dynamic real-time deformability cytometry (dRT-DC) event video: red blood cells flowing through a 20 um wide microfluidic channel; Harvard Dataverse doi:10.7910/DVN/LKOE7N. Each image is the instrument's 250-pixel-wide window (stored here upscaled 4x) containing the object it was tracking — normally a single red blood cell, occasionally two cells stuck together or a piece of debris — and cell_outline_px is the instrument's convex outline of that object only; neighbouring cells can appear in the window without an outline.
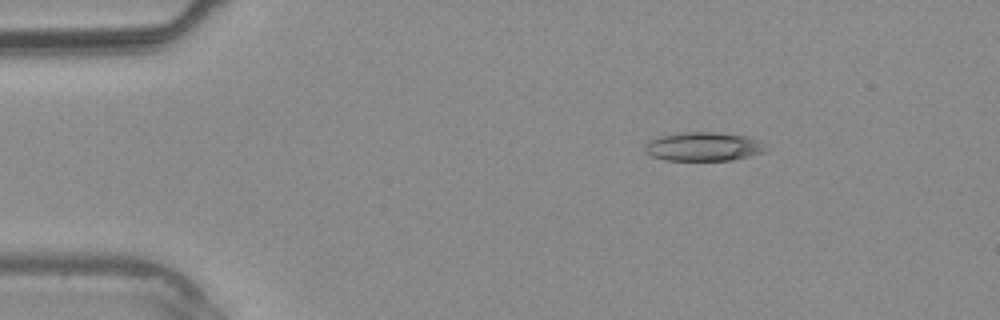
{"species": "common noctule bat (a hibernating species)", "species_latin": "Nyctalus noctula", "temperature_condition": "warm", "stored_images_in_passage": 9, "camera_frame_rate_fps": 3000, "um_per_image_px": 0.085, "animal": {"sex": "male", "body_mass_g": 20.4}, "frame": {"image": 1, "passage_image": 3, "time_ms": 0.667, "image_size_px": [1000, 320], "cell_outline_px": [[768, 148], [764, 152], [732, 160], [664, 160], [652, 156], [644, 152], [644, 144], [648, 140], [664, 136], [688, 132], [716, 132], [748, 136], [760, 140]], "centroid_in_image_um": [59.81, 12.46], "position_along_channel_um": 25.2, "area_um2": 20.35}}